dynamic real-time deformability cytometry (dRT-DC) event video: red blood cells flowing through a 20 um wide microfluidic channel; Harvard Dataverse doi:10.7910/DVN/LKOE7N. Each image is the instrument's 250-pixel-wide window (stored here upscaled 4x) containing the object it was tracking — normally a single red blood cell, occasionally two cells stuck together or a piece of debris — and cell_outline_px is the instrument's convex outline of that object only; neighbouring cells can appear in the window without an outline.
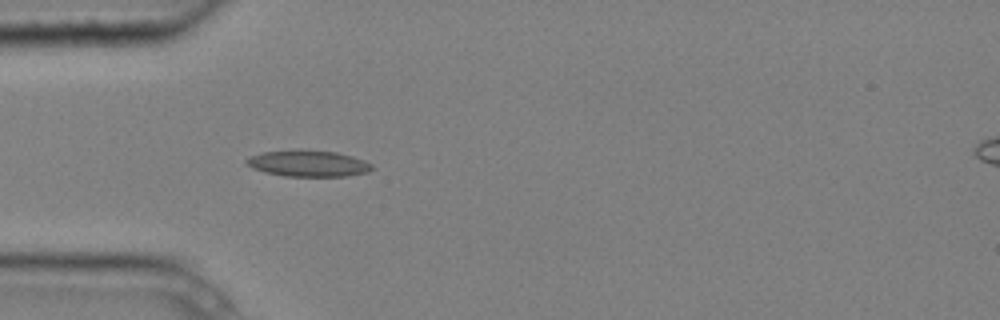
{"species": "common noctule bat (a hibernating species)", "species_latin": "Nyctalus noctula", "temperature_condition": "cold", "stored_images_in_passage": 5, "camera_frame_rate_fps": 3000, "um_per_image_px": 0.085, "animal": {"sex": "male", "body_mass_g": 20.4}, "frame": {"image": 1, "passage_image": 5, "time_ms": 1.333, "image_size_px": [1000, 320], "cell_outline_px": [[376, 168], [368, 172], [348, 176], [284, 176], [264, 172], [252, 168], [244, 160], [248, 156], [264, 152], [300, 148], [336, 152], [352, 156], [364, 160], [372, 164]], "centroid_in_image_um": [26.2, 13.88], "position_along_channel_um": 58.8, "area_um2": 19.65}}